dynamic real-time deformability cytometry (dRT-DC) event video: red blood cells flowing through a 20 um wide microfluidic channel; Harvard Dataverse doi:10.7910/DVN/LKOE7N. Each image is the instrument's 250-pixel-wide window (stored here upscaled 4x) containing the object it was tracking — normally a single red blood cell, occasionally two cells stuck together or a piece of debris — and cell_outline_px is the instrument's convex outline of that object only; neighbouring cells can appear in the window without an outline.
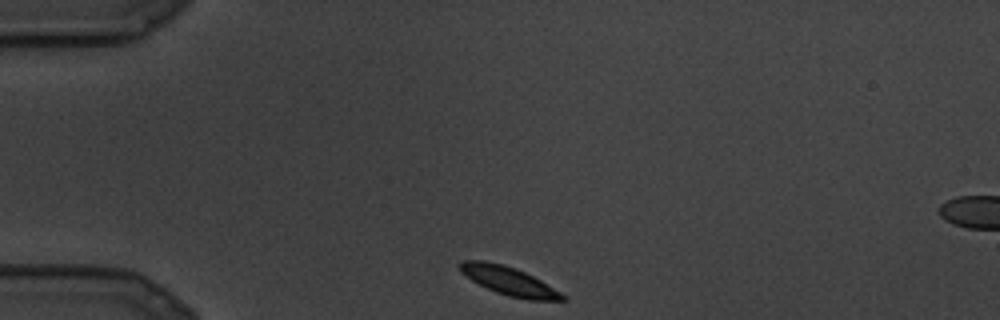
{"species": "common noctule bat (a hibernating species)", "species_latin": "Nyctalus noctula", "temperature_condition": "cold", "stored_images_in_passage": 4, "camera_frame_rate_fps": 3000, "um_per_image_px": 0.085, "animal": {"sex": "male", "body_mass_g": 19.5, "forearm_length_mm": 54.6}, "frame": {"image": 1, "passage_image": 1, "time_ms": 0.0, "image_size_px": [1000, 320], "cell_outline_px": [[568, 300], [528, 300], [508, 296], [496, 292], [472, 280], [460, 272], [456, 268], [456, 264], [460, 260], [484, 260], [504, 264], [516, 268], [540, 280], [568, 296]], "centroid_in_image_um": [43.22, 23.86], "position_along_channel_um": 41.8, "area_um2": 17.22}}